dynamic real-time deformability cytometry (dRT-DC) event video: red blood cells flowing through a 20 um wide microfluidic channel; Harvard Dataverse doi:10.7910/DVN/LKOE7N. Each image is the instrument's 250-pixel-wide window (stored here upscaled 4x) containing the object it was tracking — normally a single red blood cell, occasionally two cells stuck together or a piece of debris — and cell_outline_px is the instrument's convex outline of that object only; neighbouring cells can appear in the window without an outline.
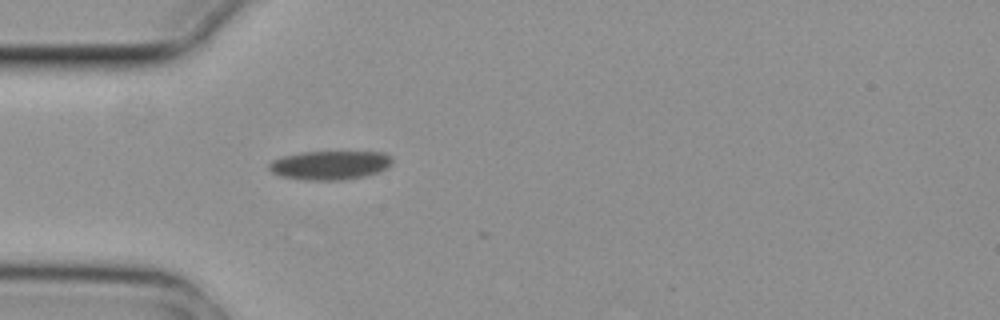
{"species": "common noctule bat (a hibernating species)", "species_latin": "Nyctalus noctula", "temperature_condition": "cold", "stored_images_in_passage": 2, "camera_frame_rate_fps": 3000, "um_per_image_px": 0.085, "animal": {"sex": "female", "body_mass_g": 29.2, "forearm_length_mm": 56.3}, "frame": {"image": 1, "passage_image": 1, "time_ms": 0.0, "image_size_px": [1000, 320], "cell_outline_px": [[392, 164], [388, 168], [364, 176], [344, 180], [304, 180], [280, 176], [272, 172], [268, 168], [268, 164], [272, 160], [284, 156], [304, 152], [384, 152], [392, 156]], "centroid_in_image_um": [28.06, 14.04], "position_along_channel_um": 56.9, "area_um2": 20.81}}